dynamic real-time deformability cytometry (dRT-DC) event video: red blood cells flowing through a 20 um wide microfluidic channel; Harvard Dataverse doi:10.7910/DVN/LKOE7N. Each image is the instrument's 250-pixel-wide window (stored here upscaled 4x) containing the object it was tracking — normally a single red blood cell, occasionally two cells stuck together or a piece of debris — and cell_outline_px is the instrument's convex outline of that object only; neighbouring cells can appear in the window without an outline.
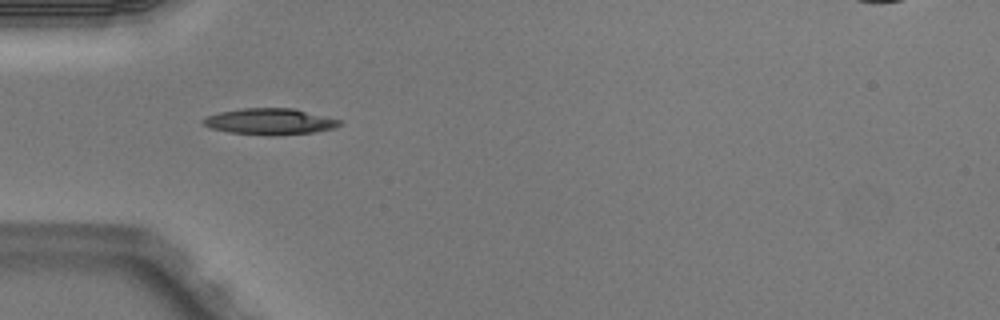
{"species": "Egyptian fruit bat (a non-hibernating species)", "species_latin": "Rousettus aegyptiacus", "temperature_condition": "warm", "stored_images_in_passage": 3, "camera_frame_rate_fps": 3000, "um_per_image_px": 0.085, "animal": {"sex": "male"}, "frame": {"image": 1, "passage_image": 1, "time_ms": 0.0, "image_size_px": [1000, 320], "cell_outline_px": [[344, 120], [336, 128], [312, 132], [272, 136], [228, 132], [212, 128], [204, 124], [200, 120], [208, 116], [220, 112], [244, 108], [292, 108]], "centroid_in_image_um": [22.97, 10.33], "position_along_channel_um": 62.0, "area_um2": 20.81}}
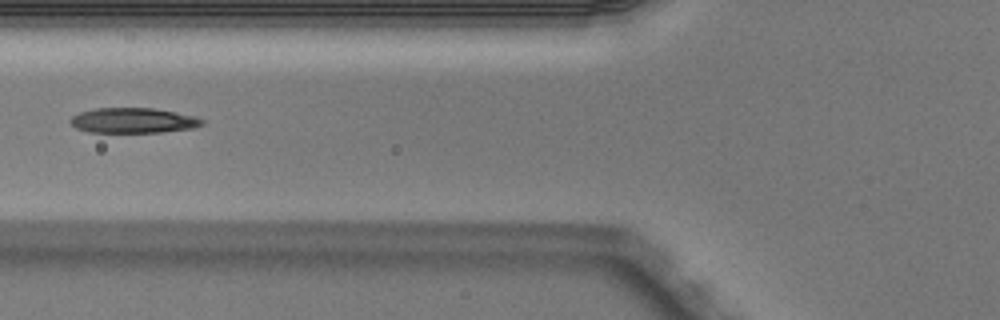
{"frame": {"image": 2, "passage_image": 2, "time_ms": 0.333, "image_size_px": [1000, 320], "cell_outline_px": [[204, 124], [192, 128], [160, 132], [88, 132], [76, 128], [68, 120], [72, 116], [80, 112], [96, 108], [152, 108], [196, 116], [204, 120]], "centroid_in_image_um": [11.31, 10.24], "position_along_channel_um": 114.5, "area_um2": 19.25}}
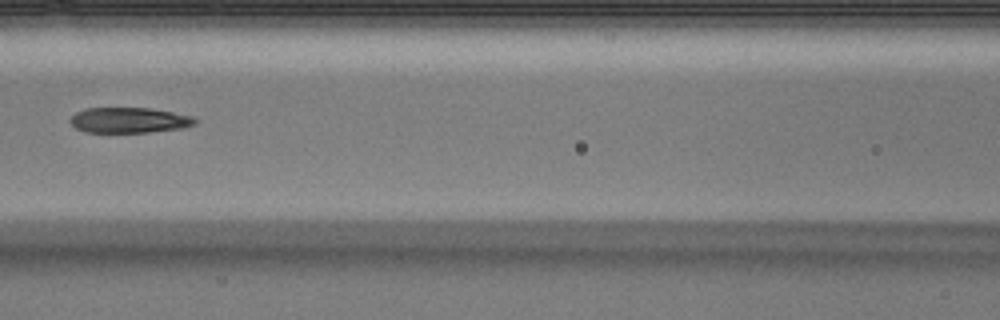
{"frame": {"image": 3, "passage_image": 3, "time_ms": 0.667, "image_size_px": [1000, 320], "cell_outline_px": [[196, 124], [184, 128], [148, 132], [84, 132], [76, 128], [68, 120], [76, 112], [84, 108], [148, 108], [172, 112], [192, 116], [196, 120]], "centroid_in_image_um": [10.96, 10.21], "position_along_channel_um": 155.6, "area_um2": 18.5}}